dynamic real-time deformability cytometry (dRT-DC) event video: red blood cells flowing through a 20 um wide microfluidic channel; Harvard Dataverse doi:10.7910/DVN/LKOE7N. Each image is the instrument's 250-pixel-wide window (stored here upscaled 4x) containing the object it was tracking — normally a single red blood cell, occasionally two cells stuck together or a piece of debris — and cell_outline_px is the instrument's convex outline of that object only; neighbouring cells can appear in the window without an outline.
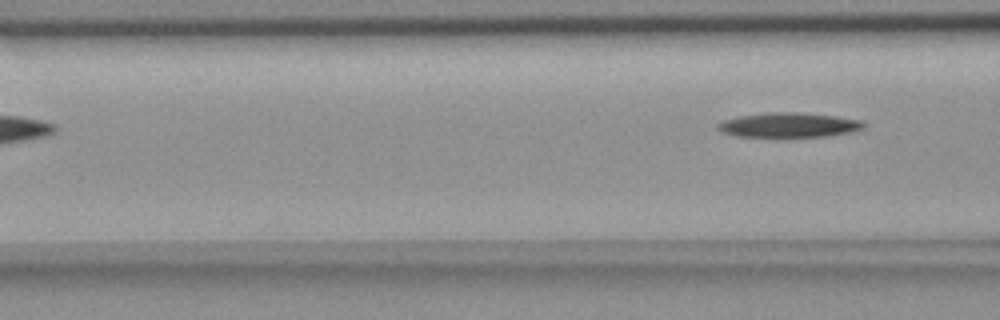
{"species": "common noctule bat (a hibernating species)", "species_latin": "Nyctalus noctula", "temperature_condition": "room temperature", "stored_images_in_passage": 5, "camera_frame_rate_fps": 3000, "um_per_image_px": 0.085, "animal": {"sex": "female", "body_mass_g": 18.4}, "frame": {"image": 1, "passage_image": 5, "time_ms": 6.333, "image_size_px": [1000, 320], "cell_outline_px": [[868, 124], [864, 128], [848, 132], [828, 136], [736, 136], [720, 132], [716, 128], [716, 124], [724, 120], [740, 116], [772, 112], [800, 112], [836, 116], [860, 120]], "centroid_in_image_um": [67.04, 10.62], "position_along_channel_um": 99.6, "area_um2": 20.81}}